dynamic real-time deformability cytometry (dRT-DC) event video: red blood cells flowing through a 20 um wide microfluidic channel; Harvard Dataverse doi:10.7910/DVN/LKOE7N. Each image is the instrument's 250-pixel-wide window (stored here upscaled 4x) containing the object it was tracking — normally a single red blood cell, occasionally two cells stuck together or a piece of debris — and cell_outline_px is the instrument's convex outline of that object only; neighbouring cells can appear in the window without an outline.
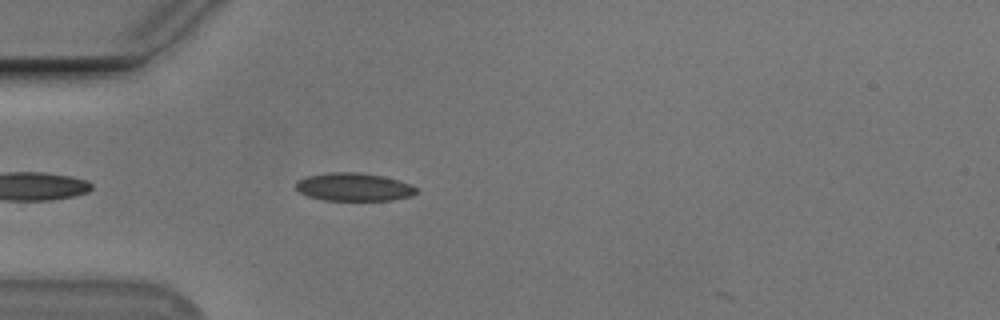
{"species": "Egyptian fruit bat (a non-hibernating species)", "species_latin": "Rousettus aegyptiacus", "temperature_condition": "cold", "stored_images_in_passage": 2, "camera_frame_rate_fps": 3000, "um_per_image_px": 0.085, "animal": {"sex": "male"}, "frame": {"image": 1, "passage_image": 1, "time_ms": 0.0, "image_size_px": [1000, 320], "cell_outline_px": [[416, 192], [412, 196], [392, 200], [324, 200], [308, 196], [300, 192], [296, 188], [296, 180], [308, 176], [328, 172], [356, 172], [384, 176], [408, 184], [416, 188]], "centroid_in_image_um": [30.04, 15.89], "position_along_channel_um": 55.0, "area_um2": 19.54}}